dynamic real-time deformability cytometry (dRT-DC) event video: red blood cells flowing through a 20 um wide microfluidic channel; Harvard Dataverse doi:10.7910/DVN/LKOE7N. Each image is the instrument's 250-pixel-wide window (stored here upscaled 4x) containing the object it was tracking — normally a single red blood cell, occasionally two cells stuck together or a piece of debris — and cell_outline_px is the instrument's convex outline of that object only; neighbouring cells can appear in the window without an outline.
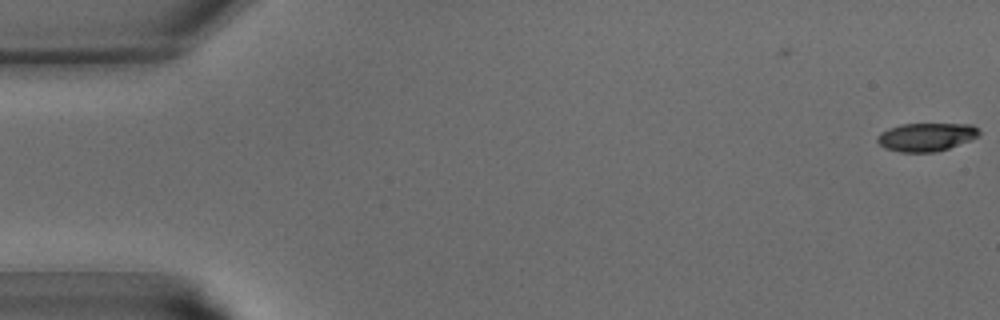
{"species": "common noctule bat (a hibernating species)", "species_latin": "Nyctalus noctula", "temperature_condition": "warm", "stored_images_in_passage": 4, "camera_frame_rate_fps": 3000, "um_per_image_px": 0.085, "animal": {"sex": "male", "body_mass_g": 15.6}, "frame": {"image": 1, "passage_image": 4, "time_ms": 1.0, "image_size_px": [1000, 320], "cell_outline_px": [[980, 136], [948, 148], [936, 152], [900, 152], [884, 148], [876, 140], [876, 136], [880, 132], [888, 128], [900, 124], [972, 124], [980, 132]], "centroid_in_image_um": [78.69, 11.64], "position_along_channel_um": 6.3, "area_um2": 16.82}}